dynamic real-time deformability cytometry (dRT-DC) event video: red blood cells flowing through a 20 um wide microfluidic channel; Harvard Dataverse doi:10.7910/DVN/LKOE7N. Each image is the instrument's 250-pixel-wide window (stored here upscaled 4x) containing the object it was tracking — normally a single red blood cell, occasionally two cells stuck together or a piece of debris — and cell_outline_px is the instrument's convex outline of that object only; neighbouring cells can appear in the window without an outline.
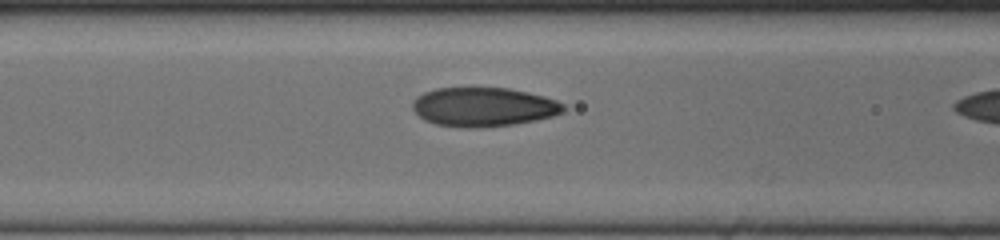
{"species": "human", "species_latin": "Homo sapiens", "temperature_condition": "cold", "stored_images_in_passage": 22, "segment_of_instrument_passage": [2, 2], "camera_frame_rate_fps": 3000, "um_per_image_px": 0.085, "donor": {"sex": "female"}, "frame": {"image": 1, "passage_image": 21, "time_ms": 6.667, "image_size_px": [1000, 240], "cell_outline_px": [[564, 112], [552, 116], [536, 120], [512, 124], [476, 128], [468, 128], [436, 124], [424, 120], [412, 108], [412, 100], [416, 96], [424, 92], [436, 88], [508, 88], [528, 92], [544, 96], [556, 100], [564, 104]], "centroid_in_image_um": [41.08, 9.08], "position_along_channel_um": 125.5, "area_um2": 34.33}}